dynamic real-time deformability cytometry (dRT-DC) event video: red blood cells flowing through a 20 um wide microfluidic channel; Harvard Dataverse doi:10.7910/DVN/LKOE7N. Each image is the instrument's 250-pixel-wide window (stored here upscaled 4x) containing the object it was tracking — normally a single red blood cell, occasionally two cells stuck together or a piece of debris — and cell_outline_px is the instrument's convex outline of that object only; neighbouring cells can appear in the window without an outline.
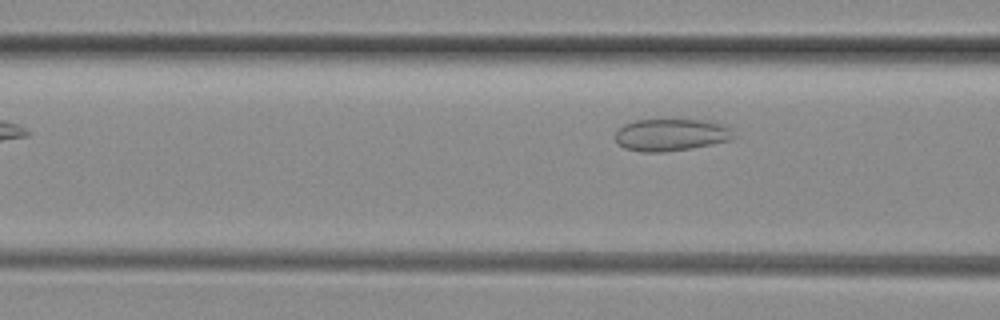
{"species": "common noctule bat (a hibernating species)", "species_latin": "Nyctalus noctula", "temperature_condition": "room temperature", "stored_images_in_passage": 4, "camera_frame_rate_fps": 3000, "um_per_image_px": 0.085, "animal": {"sex": "female", "body_mass_g": 29.2, "forearm_length_mm": 56.3}, "frame": {"image": 1, "passage_image": 4, "time_ms": 1.0, "image_size_px": [1000, 320], "cell_outline_px": [[732, 140], [692, 148], [664, 152], [640, 152], [624, 148], [616, 140], [616, 132], [624, 124], [636, 120], [712, 120], [724, 124], [728, 128], [732, 136]], "centroid_in_image_um": [57.03, 11.46], "position_along_channel_um": 109.6, "area_um2": 22.08}}